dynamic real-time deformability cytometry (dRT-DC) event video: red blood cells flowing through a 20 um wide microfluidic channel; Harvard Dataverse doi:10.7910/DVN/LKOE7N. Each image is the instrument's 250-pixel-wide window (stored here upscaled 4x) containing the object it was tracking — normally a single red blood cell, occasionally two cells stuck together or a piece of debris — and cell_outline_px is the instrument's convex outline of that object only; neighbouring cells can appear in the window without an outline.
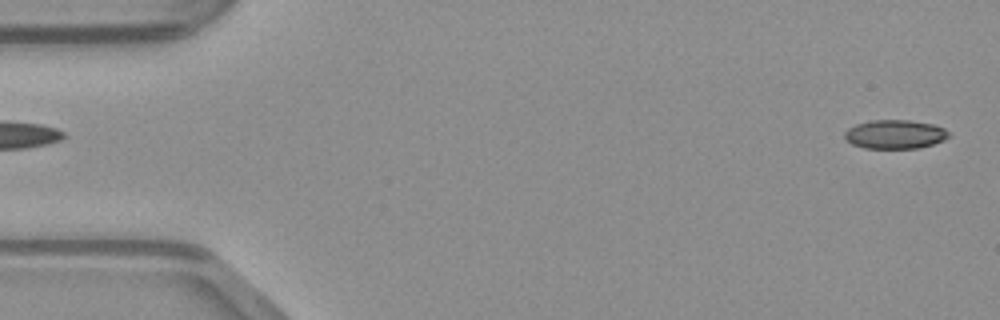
{"species": "common noctule bat (a hibernating species)", "species_latin": "Nyctalus noctula", "temperature_condition": "warm", "stored_images_in_passage": 7, "camera_frame_rate_fps": 3000, "um_per_image_px": 0.085, "animal": {"sex": "male", "body_mass_g": 23.1, "forearm_length_mm": 52.7}, "frame": {"image": 1, "passage_image": 1, "time_ms": 0.0, "image_size_px": [1000, 320], "cell_outline_px": [[952, 136], [944, 140], [920, 148], [864, 148], [852, 144], [844, 136], [844, 132], [848, 128], [856, 124], [872, 120], [908, 120], [932, 124], [944, 128]], "centroid_in_image_um": [76.09, 11.41], "position_along_channel_um": 8.9, "area_um2": 17.51}}